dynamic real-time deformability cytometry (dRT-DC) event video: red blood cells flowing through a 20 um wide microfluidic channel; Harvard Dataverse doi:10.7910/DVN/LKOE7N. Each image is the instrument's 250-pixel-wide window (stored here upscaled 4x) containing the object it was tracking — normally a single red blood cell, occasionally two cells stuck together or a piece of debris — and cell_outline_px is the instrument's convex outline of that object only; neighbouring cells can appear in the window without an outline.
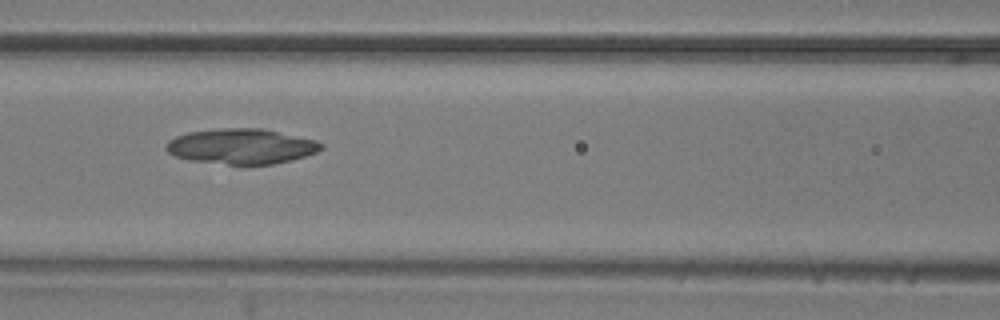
{"species": "common noctule bat (a hibernating species)", "species_latin": "Nyctalus noctula", "temperature_condition": "room temperature", "stored_images_in_passage": 52, "camera_frame_rate_fps": 3000, "um_per_image_px": 0.085, "animal": {"sex": "male", "body_mass_g": 20.5, "forearm_length_mm": 52.5}, "frame": {"image": 1, "passage_image": 21, "time_ms": 6.667, "image_size_px": [1000, 320], "cell_outline_px": [[324, 148], [316, 152], [292, 160], [272, 164], [228, 164], [188, 160], [176, 156], [168, 152], [164, 148], [168, 140], [176, 136], [188, 132], [220, 128], [260, 128], [316, 140], [324, 144]], "centroid_in_image_um": [20.5, 12.43], "position_along_channel_um": 146.1, "area_um2": 31.79}}
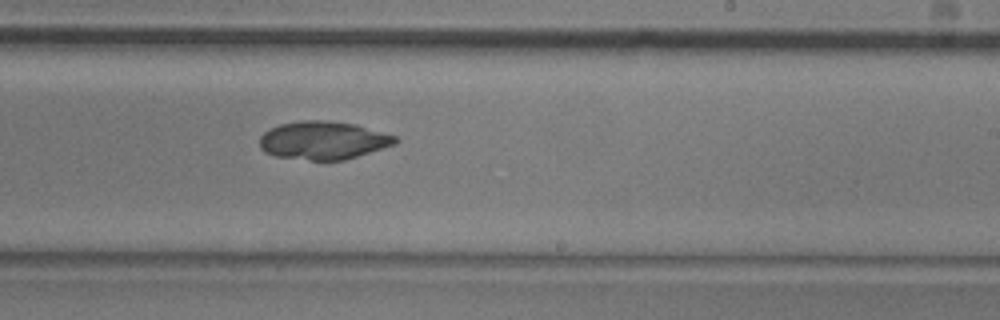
{"frame": {"image": 2, "passage_image": 30, "time_ms": 9.667, "image_size_px": [1000, 320], "cell_outline_px": [[400, 140], [396, 144], [344, 160], [308, 160], [276, 156], [264, 152], [260, 148], [260, 136], [268, 128], [280, 124], [300, 120], [324, 120], [356, 124], [396, 136]], "centroid_in_image_um": [27.46, 11.92], "position_along_channel_um": 261.5, "area_um2": 30.29}}
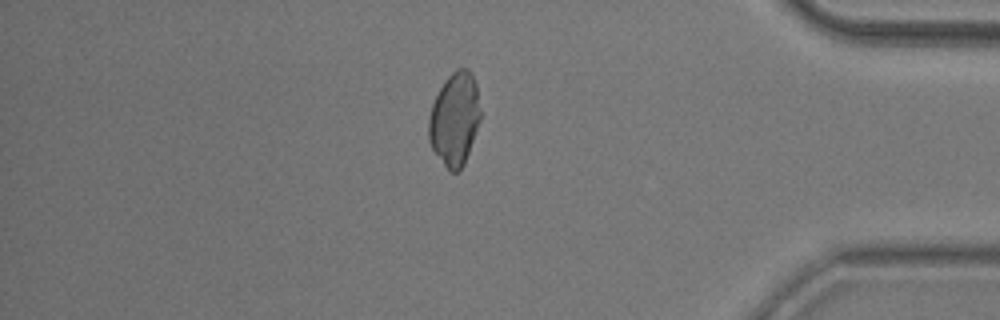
{"frame": {"image": 3, "passage_image": 43, "time_ms": 14.0, "image_size_px": [1000, 320], "cell_outline_px": [[480, 120], [464, 164], [460, 172], [448, 172], [432, 148], [428, 140], [428, 116], [432, 104], [444, 80], [456, 68], [468, 68], [472, 72], [476, 84], [480, 112]], "centroid_in_image_um": [38.63, 10.12], "position_along_channel_um": 396.6, "area_um2": 28.26}}